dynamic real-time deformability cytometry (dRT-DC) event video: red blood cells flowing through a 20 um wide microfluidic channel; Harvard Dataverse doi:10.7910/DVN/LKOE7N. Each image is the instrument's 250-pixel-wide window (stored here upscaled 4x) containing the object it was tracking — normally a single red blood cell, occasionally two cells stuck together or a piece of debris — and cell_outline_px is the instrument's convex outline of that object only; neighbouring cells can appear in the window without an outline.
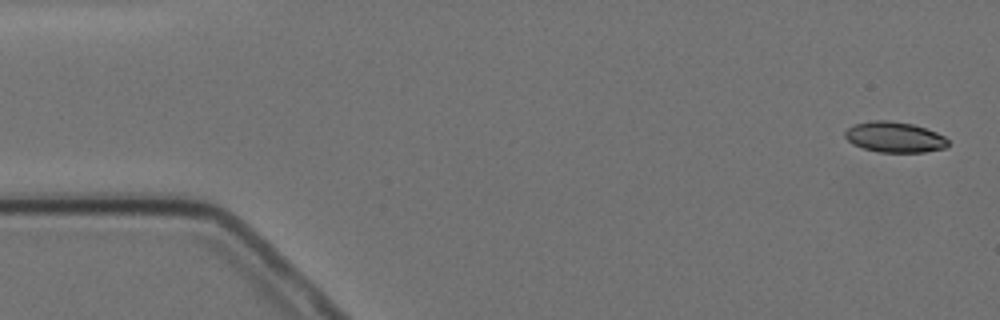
{"species": "Egyptian fruit bat (a non-hibernating species)", "species_latin": "Rousettus aegyptiacus", "temperature_condition": "cold", "stored_images_in_passage": 4, "camera_frame_rate_fps": 3000, "um_per_image_px": 0.085, "animal": {"sex": "female"}, "frame": {"image": 1, "passage_image": 1, "time_ms": 0.0, "image_size_px": [1000, 320], "cell_outline_px": [[948, 144], [944, 148], [924, 152], [880, 152], [864, 148], [852, 144], [844, 136], [844, 132], [852, 124], [872, 120], [888, 120], [912, 124], [936, 132], [944, 136], [948, 140]], "centroid_in_image_um": [76.0, 11.65], "position_along_channel_um": 9.0, "area_um2": 18.32}}